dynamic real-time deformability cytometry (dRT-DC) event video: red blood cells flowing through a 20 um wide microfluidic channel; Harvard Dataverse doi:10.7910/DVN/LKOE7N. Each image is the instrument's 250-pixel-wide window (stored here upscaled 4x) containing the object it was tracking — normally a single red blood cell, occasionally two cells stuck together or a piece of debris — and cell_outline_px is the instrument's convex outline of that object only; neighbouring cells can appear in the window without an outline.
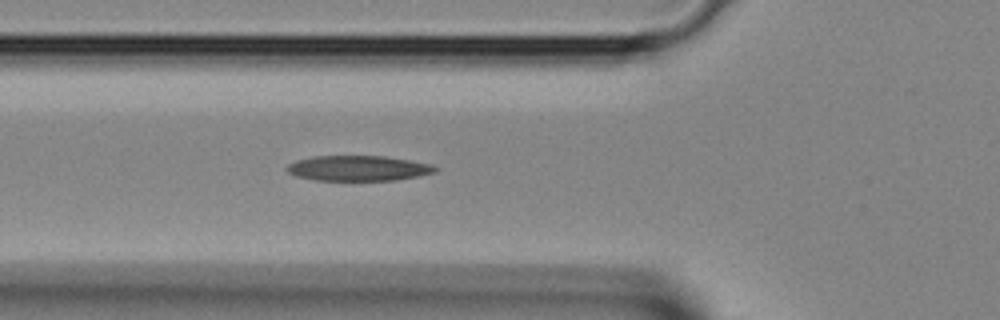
{"species": "Egyptian fruit bat (a non-hibernating species)", "species_latin": "Rousettus aegyptiacus", "temperature_condition": "room temperature", "stored_images_in_passage": 28, "segment_of_instrument_passage": [1, 2], "camera_frame_rate_fps": 3000, "um_per_image_px": 0.085, "animal": {"sex": "female"}, "frame": {"image": 1, "passage_image": 2, "time_ms": 0.333, "image_size_px": [1000, 320], "cell_outline_px": [[440, 168], [436, 172], [396, 180], [316, 180], [296, 176], [288, 172], [284, 168], [288, 164], [296, 160], [312, 156], [384, 156], [432, 164]], "centroid_in_image_um": [30.44, 14.29], "position_along_channel_um": 95.4, "area_um2": 21.85}}
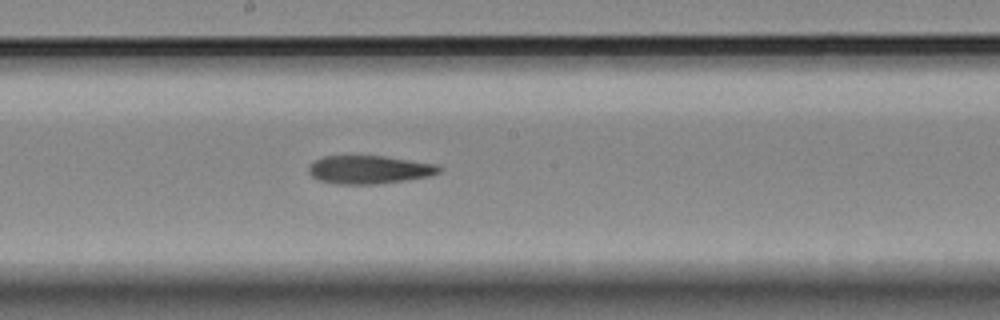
{"frame": {"image": 2, "passage_image": 9, "time_ms": 2.667, "image_size_px": [1000, 320], "cell_outline_px": [[444, 168], [440, 172], [428, 176], [404, 180], [376, 184], [336, 184], [320, 180], [312, 176], [308, 172], [308, 164], [324, 156], [384, 156], [436, 164]], "centroid_in_image_um": [31.37, 14.41], "position_along_channel_um": 216.8, "area_um2": 21.39}}
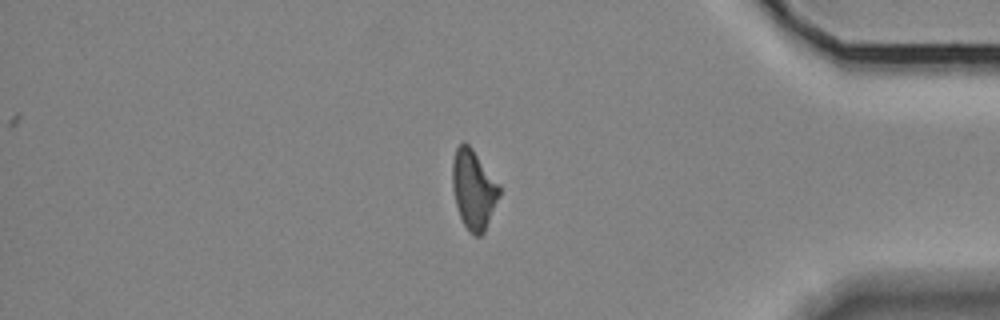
{"frame": {"image": 3, "passage_image": 21, "time_ms": 6.667, "image_size_px": [1000, 320], "cell_outline_px": [[500, 196], [484, 232], [480, 236], [476, 236], [468, 232], [460, 216], [456, 204], [452, 188], [452, 160], [456, 148], [464, 140], [472, 148], [500, 188]], "centroid_in_image_um": [40.23, 16.11], "position_along_channel_um": 395.0, "area_um2": 21.44}}